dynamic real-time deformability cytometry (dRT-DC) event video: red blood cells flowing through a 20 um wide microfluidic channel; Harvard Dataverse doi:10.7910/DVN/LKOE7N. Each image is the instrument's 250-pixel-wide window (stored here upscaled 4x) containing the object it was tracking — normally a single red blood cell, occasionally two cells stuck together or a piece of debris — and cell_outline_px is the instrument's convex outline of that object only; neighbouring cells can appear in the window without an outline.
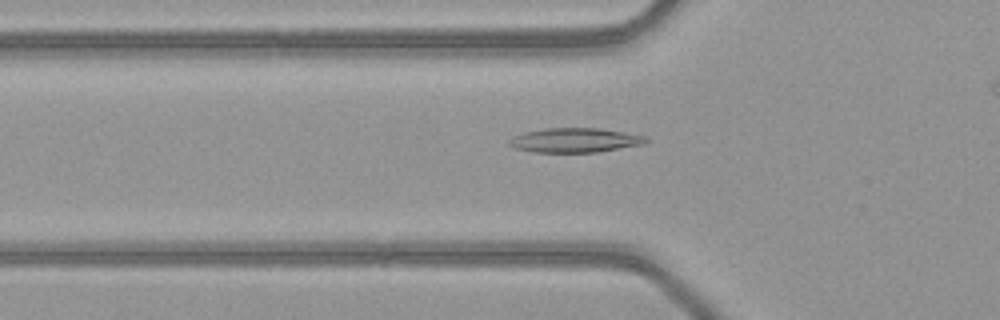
{"species": "common noctule bat (a hibernating species)", "species_latin": "Nyctalus noctula", "temperature_condition": "warm", "stored_images_in_passage": 45, "segment_of_instrument_passage": [1, 2], "camera_frame_rate_fps": 3000, "um_per_image_px": 0.085, "animal": {"sex": "female", "body_mass_g": 21.9}, "frame": {"image": 1, "passage_image": 18, "time_ms": 5.667, "image_size_px": [1000, 320], "cell_outline_px": [[648, 140], [644, 144], [596, 152], [536, 152], [516, 148], [508, 144], [508, 140], [512, 136], [524, 132], [544, 128], [600, 128], [644, 136]], "centroid_in_image_um": [48.82, 11.91], "position_along_channel_um": 77.0, "area_um2": 19.31}}
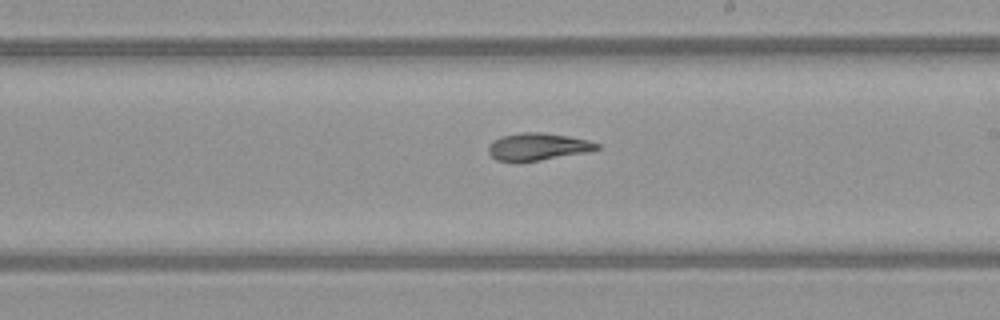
{"frame": {"image": 2, "passage_image": 30, "time_ms": 9.667, "image_size_px": [1000, 320], "cell_outline_px": [[600, 148], [588, 152], [540, 160], [496, 160], [488, 152], [488, 148], [492, 140], [500, 136], [524, 132], [544, 132], [568, 136], [588, 140], [600, 144]], "centroid_in_image_um": [45.73, 12.44], "position_along_channel_um": 243.3, "area_um2": 17.05}}
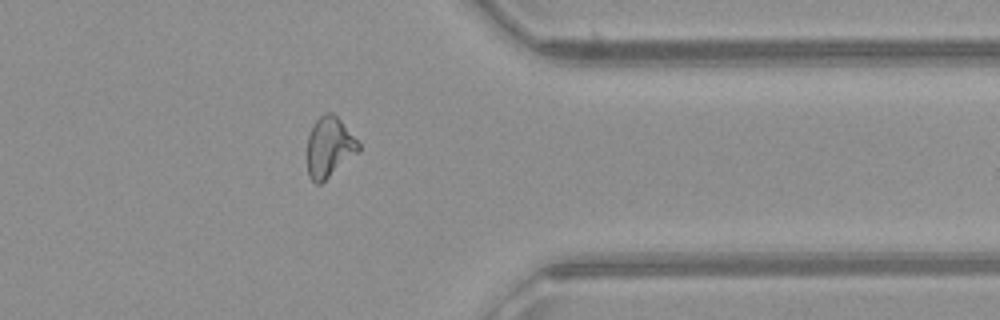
{"frame": {"image": 3, "passage_image": 41, "time_ms": 13.333, "image_size_px": [1000, 320], "cell_outline_px": [[360, 152], [320, 184], [316, 184], [308, 176], [308, 136], [316, 120], [324, 112], [332, 112], [340, 120], [360, 144]], "centroid_in_image_um": [28.0, 12.52], "position_along_channel_um": 383.4, "area_um2": 17.92}}